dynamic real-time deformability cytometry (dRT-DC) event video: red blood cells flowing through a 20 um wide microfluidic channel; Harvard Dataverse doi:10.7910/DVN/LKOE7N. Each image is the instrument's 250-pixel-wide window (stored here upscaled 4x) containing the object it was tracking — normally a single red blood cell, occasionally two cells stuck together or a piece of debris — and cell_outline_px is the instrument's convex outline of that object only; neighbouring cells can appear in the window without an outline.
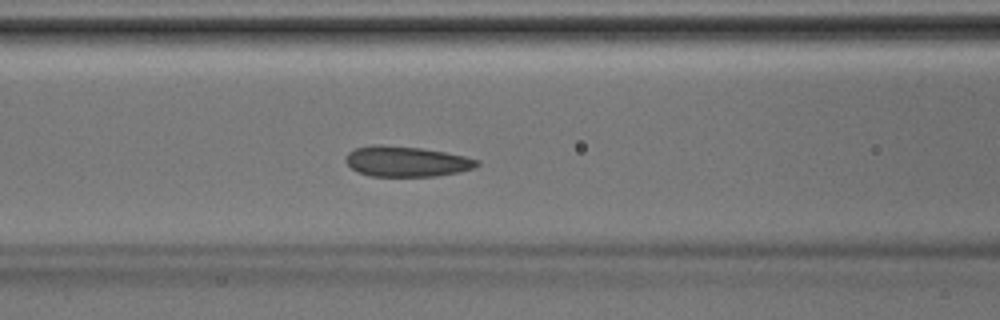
{"species": "Egyptian fruit bat (a non-hibernating species)", "species_latin": "Rousettus aegyptiacus", "temperature_condition": "room temperature", "stored_images_in_passage": 42, "camera_frame_rate_fps": 3000, "um_per_image_px": 0.085, "animal": {"sex": "male"}, "frame": {"image": 1, "passage_image": 17, "time_ms": 5.333, "image_size_px": [1000, 320], "cell_outline_px": [[480, 164], [472, 168], [460, 172], [436, 176], [368, 176], [356, 172], [344, 160], [348, 152], [356, 148], [376, 144], [380, 144], [420, 148], [444, 152], [464, 156], [480, 160]], "centroid_in_image_um": [34.52, 13.73], "position_along_channel_um": 132.1, "area_um2": 23.29}}
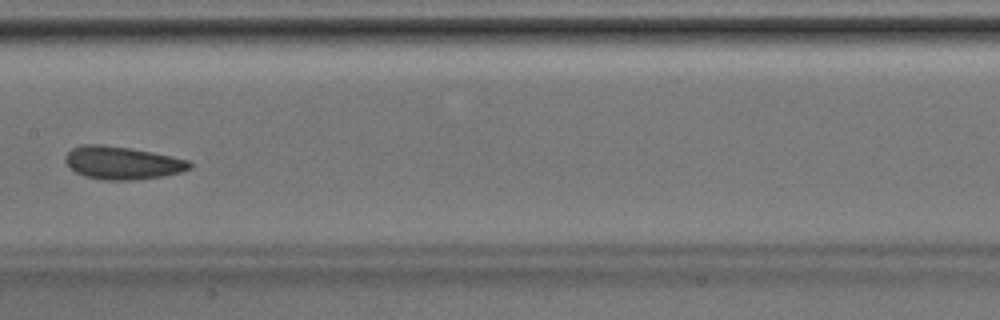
{"frame": {"image": 2, "passage_image": 21, "time_ms": 6.667, "image_size_px": [1000, 320], "cell_outline_px": [[192, 168], [180, 172], [164, 176], [132, 180], [104, 180], [84, 176], [68, 168], [64, 160], [64, 156], [72, 148], [80, 144], [104, 144], [132, 148], [192, 160]], "centroid_in_image_um": [10.38, 13.83], "position_along_channel_um": 197.0, "area_um2": 24.28}}
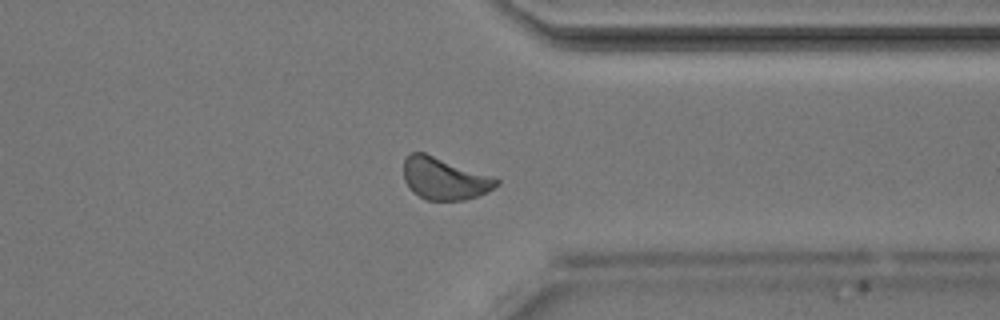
{"frame": {"image": 3, "passage_image": 32, "time_ms": 10.333, "image_size_px": [1000, 320], "cell_outline_px": [[500, 184], [488, 192], [464, 200], [428, 200], [412, 192], [404, 180], [404, 160], [412, 152], [424, 152], [496, 176], [500, 180]], "centroid_in_image_um": [37.83, 15.17], "position_along_channel_um": 373.6, "area_um2": 23.06}}